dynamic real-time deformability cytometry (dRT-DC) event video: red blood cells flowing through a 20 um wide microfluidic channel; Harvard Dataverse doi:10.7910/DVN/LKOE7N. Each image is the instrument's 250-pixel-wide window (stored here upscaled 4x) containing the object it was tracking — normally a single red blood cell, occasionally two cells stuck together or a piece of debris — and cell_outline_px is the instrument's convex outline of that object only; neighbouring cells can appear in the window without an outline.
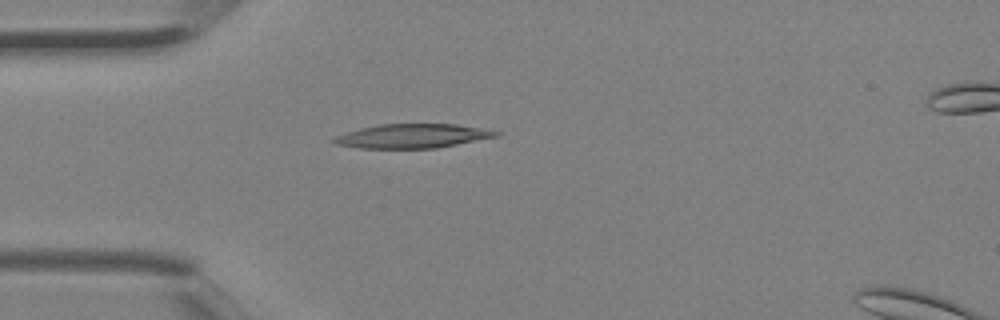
{"species": "Egyptian fruit bat (a non-hibernating species)", "species_latin": "Rousettus aegyptiacus", "temperature_condition": "room temperature", "stored_images_in_passage": 4, "camera_frame_rate_fps": 3000, "um_per_image_px": 0.085, "animal": {"sex": "female"}, "frame": {"image": 1, "passage_image": 3, "time_ms": 0.667, "image_size_px": [1000, 320], "cell_outline_px": [[500, 136], [436, 148], [360, 148], [336, 144], [332, 140], [336, 136], [360, 128], [380, 124], [456, 124], [500, 132]], "centroid_in_image_um": [35.06, 11.56], "position_along_channel_um": 49.9, "area_um2": 22.48}}